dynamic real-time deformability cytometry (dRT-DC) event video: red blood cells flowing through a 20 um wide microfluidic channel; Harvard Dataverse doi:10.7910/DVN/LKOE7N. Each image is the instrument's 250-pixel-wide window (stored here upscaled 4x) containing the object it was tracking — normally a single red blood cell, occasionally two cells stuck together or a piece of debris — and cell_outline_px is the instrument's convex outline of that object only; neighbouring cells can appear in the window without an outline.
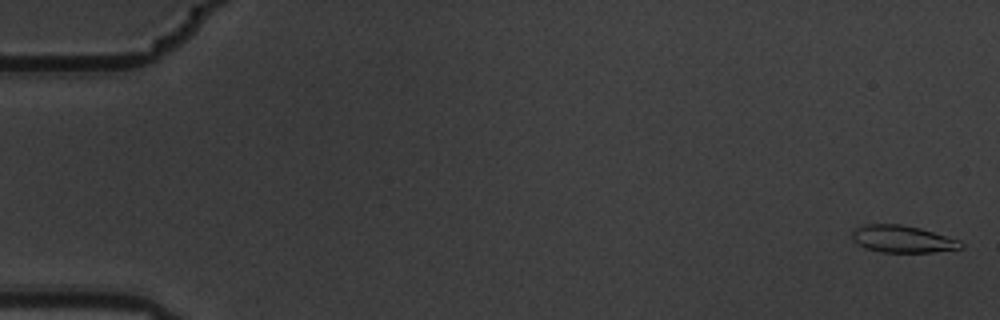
{"species": "common noctule bat (a hibernating species)", "species_latin": "Nyctalus noctula", "temperature_condition": "warm", "stored_images_in_passage": 5, "camera_frame_rate_fps": 3000, "um_per_image_px": 0.085, "animal": {"sex": "male", "body_mass_g": 19.5, "forearm_length_mm": 54.6}, "frame": {"image": 1, "passage_image": 1, "time_ms": 0.0, "image_size_px": [1000, 320], "cell_outline_px": [[964, 248], [932, 252], [880, 252], [864, 248], [852, 240], [852, 232], [856, 228], [864, 224], [900, 224], [920, 228], [960, 240], [964, 244]], "centroid_in_image_um": [76.71, 20.32], "position_along_channel_um": 8.3, "area_um2": 17.28}}
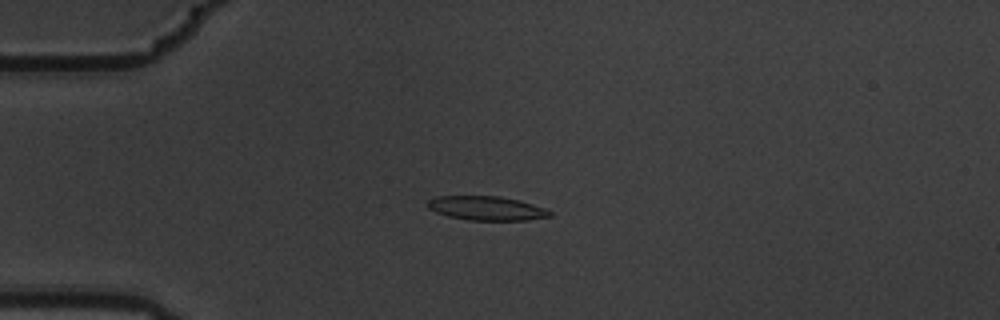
{"frame": {"image": 2, "passage_image": 5, "time_ms": 1.333, "image_size_px": [1000, 320], "cell_outline_px": [[552, 216], [528, 220], [468, 220], [448, 216], [436, 212], [428, 208], [424, 204], [428, 200], [436, 196], [500, 196], [520, 200], [544, 208], [552, 212]], "centroid_in_image_um": [41.33, 17.7], "position_along_channel_um": 43.7, "area_um2": 17.28}}